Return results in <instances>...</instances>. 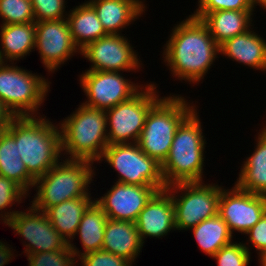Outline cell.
Segmentation results:
<instances>
[{"label": "cell", "instance_id": "836d02e7", "mask_svg": "<svg viewBox=\"0 0 266 266\" xmlns=\"http://www.w3.org/2000/svg\"><path fill=\"white\" fill-rule=\"evenodd\" d=\"M194 14H208L221 10L254 11L250 0H198Z\"/></svg>", "mask_w": 266, "mask_h": 266}, {"label": "cell", "instance_id": "603a6c76", "mask_svg": "<svg viewBox=\"0 0 266 266\" xmlns=\"http://www.w3.org/2000/svg\"><path fill=\"white\" fill-rule=\"evenodd\" d=\"M256 147L241 166L237 181L239 189L266 196V126L261 128Z\"/></svg>", "mask_w": 266, "mask_h": 266}, {"label": "cell", "instance_id": "d590c367", "mask_svg": "<svg viewBox=\"0 0 266 266\" xmlns=\"http://www.w3.org/2000/svg\"><path fill=\"white\" fill-rule=\"evenodd\" d=\"M253 248L261 254L266 252V216L263 217L246 233Z\"/></svg>", "mask_w": 266, "mask_h": 266}, {"label": "cell", "instance_id": "f546056e", "mask_svg": "<svg viewBox=\"0 0 266 266\" xmlns=\"http://www.w3.org/2000/svg\"><path fill=\"white\" fill-rule=\"evenodd\" d=\"M27 194L17 183L0 175V220L6 224L18 211L7 208H11L14 203H21ZM24 197V198H23Z\"/></svg>", "mask_w": 266, "mask_h": 266}, {"label": "cell", "instance_id": "6da1fadb", "mask_svg": "<svg viewBox=\"0 0 266 266\" xmlns=\"http://www.w3.org/2000/svg\"><path fill=\"white\" fill-rule=\"evenodd\" d=\"M169 40L163 47V60L172 76L198 84L220 54L219 45L206 25L189 15L172 28Z\"/></svg>", "mask_w": 266, "mask_h": 266}, {"label": "cell", "instance_id": "e575fe53", "mask_svg": "<svg viewBox=\"0 0 266 266\" xmlns=\"http://www.w3.org/2000/svg\"><path fill=\"white\" fill-rule=\"evenodd\" d=\"M77 262L82 266H132L125 258L102 249L81 255Z\"/></svg>", "mask_w": 266, "mask_h": 266}, {"label": "cell", "instance_id": "5b68a950", "mask_svg": "<svg viewBox=\"0 0 266 266\" xmlns=\"http://www.w3.org/2000/svg\"><path fill=\"white\" fill-rule=\"evenodd\" d=\"M94 162L88 160L65 159L55 164L45 175L34 182L31 205L45 212L51 206L78 197H92L89 184L95 176ZM89 191V192H88Z\"/></svg>", "mask_w": 266, "mask_h": 266}, {"label": "cell", "instance_id": "d4e9b609", "mask_svg": "<svg viewBox=\"0 0 266 266\" xmlns=\"http://www.w3.org/2000/svg\"><path fill=\"white\" fill-rule=\"evenodd\" d=\"M66 20L75 45L82 50L87 44L108 35L94 8L86 1L70 9Z\"/></svg>", "mask_w": 266, "mask_h": 266}, {"label": "cell", "instance_id": "4dcf8cb0", "mask_svg": "<svg viewBox=\"0 0 266 266\" xmlns=\"http://www.w3.org/2000/svg\"><path fill=\"white\" fill-rule=\"evenodd\" d=\"M249 242H231L219 249L213 256L217 266H248L251 259Z\"/></svg>", "mask_w": 266, "mask_h": 266}, {"label": "cell", "instance_id": "f1b7e54d", "mask_svg": "<svg viewBox=\"0 0 266 266\" xmlns=\"http://www.w3.org/2000/svg\"><path fill=\"white\" fill-rule=\"evenodd\" d=\"M1 25L35 22L31 0H0Z\"/></svg>", "mask_w": 266, "mask_h": 266}, {"label": "cell", "instance_id": "3957f363", "mask_svg": "<svg viewBox=\"0 0 266 266\" xmlns=\"http://www.w3.org/2000/svg\"><path fill=\"white\" fill-rule=\"evenodd\" d=\"M198 114L196 108L174 134L169 155L161 165L166 186L203 181L207 143Z\"/></svg>", "mask_w": 266, "mask_h": 266}, {"label": "cell", "instance_id": "7a4b0ae2", "mask_svg": "<svg viewBox=\"0 0 266 266\" xmlns=\"http://www.w3.org/2000/svg\"><path fill=\"white\" fill-rule=\"evenodd\" d=\"M56 125V126H55ZM59 124L40 116L14 117L7 131L14 137L18 154L28 173L36 180L60 161Z\"/></svg>", "mask_w": 266, "mask_h": 266}, {"label": "cell", "instance_id": "e0dca14e", "mask_svg": "<svg viewBox=\"0 0 266 266\" xmlns=\"http://www.w3.org/2000/svg\"><path fill=\"white\" fill-rule=\"evenodd\" d=\"M135 224L143 244L147 237L162 238L171 230L175 231V209L171 194L166 189L158 190L140 211Z\"/></svg>", "mask_w": 266, "mask_h": 266}, {"label": "cell", "instance_id": "ba28073f", "mask_svg": "<svg viewBox=\"0 0 266 266\" xmlns=\"http://www.w3.org/2000/svg\"><path fill=\"white\" fill-rule=\"evenodd\" d=\"M154 82L130 99L105 110L108 145L138 142L150 109L162 98Z\"/></svg>", "mask_w": 266, "mask_h": 266}, {"label": "cell", "instance_id": "4316f807", "mask_svg": "<svg viewBox=\"0 0 266 266\" xmlns=\"http://www.w3.org/2000/svg\"><path fill=\"white\" fill-rule=\"evenodd\" d=\"M0 175L13 180L27 194L35 182L18 154L14 137L7 130L0 132Z\"/></svg>", "mask_w": 266, "mask_h": 266}, {"label": "cell", "instance_id": "cb8c5ba5", "mask_svg": "<svg viewBox=\"0 0 266 266\" xmlns=\"http://www.w3.org/2000/svg\"><path fill=\"white\" fill-rule=\"evenodd\" d=\"M95 201L91 197H78L48 208L45 213L52 226L68 243H72L87 208Z\"/></svg>", "mask_w": 266, "mask_h": 266}, {"label": "cell", "instance_id": "8d00e7d4", "mask_svg": "<svg viewBox=\"0 0 266 266\" xmlns=\"http://www.w3.org/2000/svg\"><path fill=\"white\" fill-rule=\"evenodd\" d=\"M15 116L0 101V132L8 129L11 120Z\"/></svg>", "mask_w": 266, "mask_h": 266}, {"label": "cell", "instance_id": "74e56055", "mask_svg": "<svg viewBox=\"0 0 266 266\" xmlns=\"http://www.w3.org/2000/svg\"><path fill=\"white\" fill-rule=\"evenodd\" d=\"M251 5L255 9L257 5L266 10V0H250Z\"/></svg>", "mask_w": 266, "mask_h": 266}, {"label": "cell", "instance_id": "2e32d148", "mask_svg": "<svg viewBox=\"0 0 266 266\" xmlns=\"http://www.w3.org/2000/svg\"><path fill=\"white\" fill-rule=\"evenodd\" d=\"M158 191L153 186L131 185L114 182V185L95 202L102 208L108 219L134 222L140 211Z\"/></svg>", "mask_w": 266, "mask_h": 266}, {"label": "cell", "instance_id": "277c9868", "mask_svg": "<svg viewBox=\"0 0 266 266\" xmlns=\"http://www.w3.org/2000/svg\"><path fill=\"white\" fill-rule=\"evenodd\" d=\"M62 121L59 123V128L63 156L66 154V159L100 163L108 146L105 110L91 108L81 103Z\"/></svg>", "mask_w": 266, "mask_h": 266}, {"label": "cell", "instance_id": "8fae6325", "mask_svg": "<svg viewBox=\"0 0 266 266\" xmlns=\"http://www.w3.org/2000/svg\"><path fill=\"white\" fill-rule=\"evenodd\" d=\"M80 85L88 100L85 106L107 110L134 96L142 87L125 79L121 72L90 71L79 76Z\"/></svg>", "mask_w": 266, "mask_h": 266}, {"label": "cell", "instance_id": "d6a6232c", "mask_svg": "<svg viewBox=\"0 0 266 266\" xmlns=\"http://www.w3.org/2000/svg\"><path fill=\"white\" fill-rule=\"evenodd\" d=\"M65 0H31L35 22L60 20L66 18Z\"/></svg>", "mask_w": 266, "mask_h": 266}, {"label": "cell", "instance_id": "30bf717a", "mask_svg": "<svg viewBox=\"0 0 266 266\" xmlns=\"http://www.w3.org/2000/svg\"><path fill=\"white\" fill-rule=\"evenodd\" d=\"M103 160L118 172L117 182L153 186L158 190L167 187L161 164L146 155L137 142L108 145L100 159Z\"/></svg>", "mask_w": 266, "mask_h": 266}, {"label": "cell", "instance_id": "5bb4252c", "mask_svg": "<svg viewBox=\"0 0 266 266\" xmlns=\"http://www.w3.org/2000/svg\"><path fill=\"white\" fill-rule=\"evenodd\" d=\"M266 196L253 194L234 185L231 189L221 187L218 214L228 225L232 234H245L263 217Z\"/></svg>", "mask_w": 266, "mask_h": 266}, {"label": "cell", "instance_id": "9c48e42d", "mask_svg": "<svg viewBox=\"0 0 266 266\" xmlns=\"http://www.w3.org/2000/svg\"><path fill=\"white\" fill-rule=\"evenodd\" d=\"M165 189L173 199L176 230H190L218 214L221 194V186L218 184H205L204 181L182 182L169 185Z\"/></svg>", "mask_w": 266, "mask_h": 266}, {"label": "cell", "instance_id": "7c38bea8", "mask_svg": "<svg viewBox=\"0 0 266 266\" xmlns=\"http://www.w3.org/2000/svg\"><path fill=\"white\" fill-rule=\"evenodd\" d=\"M5 225L27 241H23L26 255L69 248V243L52 226L47 214L32 205L28 210L18 211Z\"/></svg>", "mask_w": 266, "mask_h": 266}, {"label": "cell", "instance_id": "4fadbf2b", "mask_svg": "<svg viewBox=\"0 0 266 266\" xmlns=\"http://www.w3.org/2000/svg\"><path fill=\"white\" fill-rule=\"evenodd\" d=\"M133 48L123 34H108L87 44L80 55L91 63L90 71L137 72L142 64Z\"/></svg>", "mask_w": 266, "mask_h": 266}, {"label": "cell", "instance_id": "ac0fdd59", "mask_svg": "<svg viewBox=\"0 0 266 266\" xmlns=\"http://www.w3.org/2000/svg\"><path fill=\"white\" fill-rule=\"evenodd\" d=\"M107 34L121 35L122 30L145 13L144 0H89Z\"/></svg>", "mask_w": 266, "mask_h": 266}, {"label": "cell", "instance_id": "484cf974", "mask_svg": "<svg viewBox=\"0 0 266 266\" xmlns=\"http://www.w3.org/2000/svg\"><path fill=\"white\" fill-rule=\"evenodd\" d=\"M107 220L108 217L102 208L94 201L85 211L76 231L82 243L83 253L79 251L74 243H69L75 257L78 258L88 252L102 249Z\"/></svg>", "mask_w": 266, "mask_h": 266}, {"label": "cell", "instance_id": "9a60e30c", "mask_svg": "<svg viewBox=\"0 0 266 266\" xmlns=\"http://www.w3.org/2000/svg\"><path fill=\"white\" fill-rule=\"evenodd\" d=\"M35 48L47 72L53 73L75 53H80L73 42L66 18L35 22Z\"/></svg>", "mask_w": 266, "mask_h": 266}, {"label": "cell", "instance_id": "83f0119b", "mask_svg": "<svg viewBox=\"0 0 266 266\" xmlns=\"http://www.w3.org/2000/svg\"><path fill=\"white\" fill-rule=\"evenodd\" d=\"M190 230L201 251L210 257L223 246L233 242V234L219 214L200 222Z\"/></svg>", "mask_w": 266, "mask_h": 266}, {"label": "cell", "instance_id": "f35d334b", "mask_svg": "<svg viewBox=\"0 0 266 266\" xmlns=\"http://www.w3.org/2000/svg\"><path fill=\"white\" fill-rule=\"evenodd\" d=\"M258 260H259L260 266H266V252L259 254Z\"/></svg>", "mask_w": 266, "mask_h": 266}, {"label": "cell", "instance_id": "8992f818", "mask_svg": "<svg viewBox=\"0 0 266 266\" xmlns=\"http://www.w3.org/2000/svg\"><path fill=\"white\" fill-rule=\"evenodd\" d=\"M162 97L149 111L138 140L140 149L161 165L168 157L174 134L197 108L183 96Z\"/></svg>", "mask_w": 266, "mask_h": 266}, {"label": "cell", "instance_id": "ffe728a7", "mask_svg": "<svg viewBox=\"0 0 266 266\" xmlns=\"http://www.w3.org/2000/svg\"><path fill=\"white\" fill-rule=\"evenodd\" d=\"M134 222L108 219L105 225L102 250L134 263L143 247Z\"/></svg>", "mask_w": 266, "mask_h": 266}, {"label": "cell", "instance_id": "7402d4cb", "mask_svg": "<svg viewBox=\"0 0 266 266\" xmlns=\"http://www.w3.org/2000/svg\"><path fill=\"white\" fill-rule=\"evenodd\" d=\"M0 26V62L14 63L35 51V22Z\"/></svg>", "mask_w": 266, "mask_h": 266}, {"label": "cell", "instance_id": "52a82bcc", "mask_svg": "<svg viewBox=\"0 0 266 266\" xmlns=\"http://www.w3.org/2000/svg\"><path fill=\"white\" fill-rule=\"evenodd\" d=\"M11 64L0 62V101L15 117H37L51 82Z\"/></svg>", "mask_w": 266, "mask_h": 266}, {"label": "cell", "instance_id": "1f68e13d", "mask_svg": "<svg viewBox=\"0 0 266 266\" xmlns=\"http://www.w3.org/2000/svg\"><path fill=\"white\" fill-rule=\"evenodd\" d=\"M26 257L29 261V266H76L78 264L77 258L70 247L57 251L28 254Z\"/></svg>", "mask_w": 266, "mask_h": 266}, {"label": "cell", "instance_id": "44dd1931", "mask_svg": "<svg viewBox=\"0 0 266 266\" xmlns=\"http://www.w3.org/2000/svg\"><path fill=\"white\" fill-rule=\"evenodd\" d=\"M200 19L218 45L249 30L253 11L221 10L208 14H191ZM252 24V25H251Z\"/></svg>", "mask_w": 266, "mask_h": 266}, {"label": "cell", "instance_id": "d6986e66", "mask_svg": "<svg viewBox=\"0 0 266 266\" xmlns=\"http://www.w3.org/2000/svg\"><path fill=\"white\" fill-rule=\"evenodd\" d=\"M220 54L253 68L266 71V40L252 28L219 45Z\"/></svg>", "mask_w": 266, "mask_h": 266}]
</instances>
